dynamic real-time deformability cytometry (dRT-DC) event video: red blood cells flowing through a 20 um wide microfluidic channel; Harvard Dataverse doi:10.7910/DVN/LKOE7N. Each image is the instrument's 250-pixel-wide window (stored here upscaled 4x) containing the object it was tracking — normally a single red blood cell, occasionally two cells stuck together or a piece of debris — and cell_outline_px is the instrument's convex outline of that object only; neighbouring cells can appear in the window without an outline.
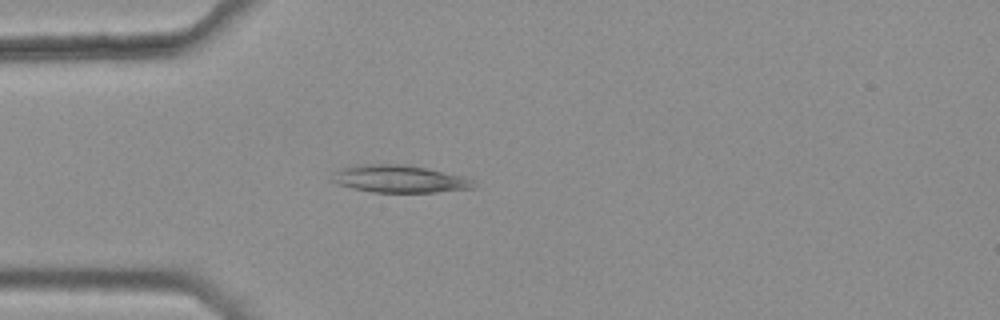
{"species": "common noctule bat (a hibernating species)", "species_latin": "Nyctalus noctula", "temperature_condition": "warm", "stored_images_in_passage": 3, "camera_frame_rate_fps": 3000, "um_per_image_px": 0.085, "animal": {"sex": "female", "body_mass_g": 25.1}, "frame": {"image": 1, "passage_image": 3, "time_ms": 0.667, "image_size_px": [1000, 320], "cell_outline_px": [[476, 188], [436, 192], [372, 192], [352, 188], [340, 184], [332, 180], [336, 172], [340, 168], [368, 164], [404, 164], [424, 168], [460, 176], [472, 180]], "centroid_in_image_um": [33.96, 15.22], "position_along_channel_um": 51.0, "area_um2": 22.08}}